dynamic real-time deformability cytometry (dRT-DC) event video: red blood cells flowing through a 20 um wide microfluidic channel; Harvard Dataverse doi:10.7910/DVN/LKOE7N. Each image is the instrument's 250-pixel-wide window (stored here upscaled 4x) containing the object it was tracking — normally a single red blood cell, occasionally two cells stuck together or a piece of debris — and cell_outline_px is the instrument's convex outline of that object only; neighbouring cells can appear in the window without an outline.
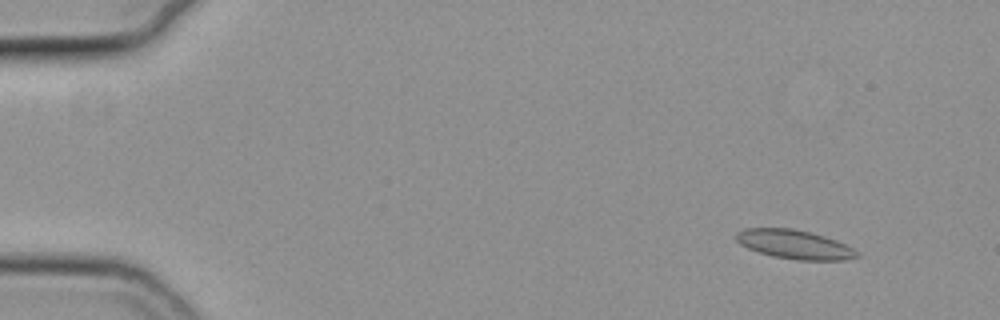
{"species": "common noctule bat (a hibernating species)", "species_latin": "Nyctalus noctula", "temperature_condition": "cold", "stored_images_in_passage": 17, "camera_frame_rate_fps": 3000, "um_per_image_px": 0.085, "animal": {"sex": "female", "body_mass_g": 19.3, "forearm_length_mm": 54.1}, "frame": {"image": 1, "passage_image": 3, "time_ms": 0.667, "image_size_px": [1000, 320], "cell_outline_px": [[860, 256], [844, 260], [796, 260], [772, 256], [748, 248], [740, 244], [736, 240], [736, 232], [744, 228], [792, 228], [824, 236], [836, 240], [860, 252]], "centroid_in_image_um": [67.53, 20.78], "position_along_channel_um": 17.5, "area_um2": 20.35}}
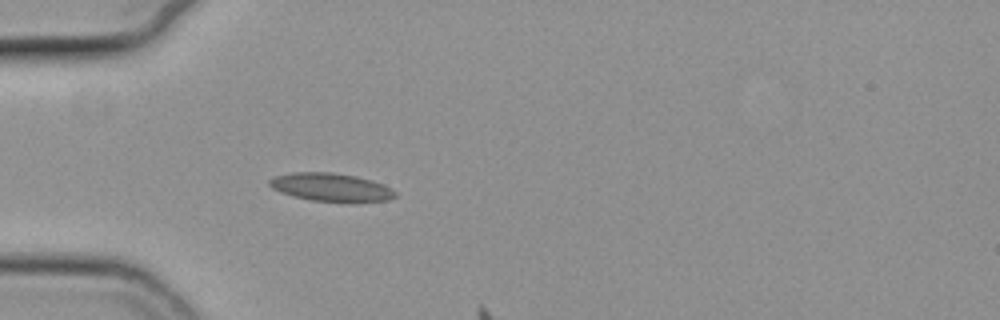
{"frame": {"image": 2, "passage_image": 15, "time_ms": 4.667, "image_size_px": [1000, 320], "cell_outline_px": [[396, 196], [388, 200], [312, 200], [280, 192], [272, 188], [268, 184], [268, 180], [276, 176], [292, 172], [332, 172], [356, 176], [372, 180], [384, 184], [392, 188], [396, 192]], "centroid_in_image_um": [28.11, 15.87], "position_along_channel_um": 56.9, "area_um2": 20.06}}